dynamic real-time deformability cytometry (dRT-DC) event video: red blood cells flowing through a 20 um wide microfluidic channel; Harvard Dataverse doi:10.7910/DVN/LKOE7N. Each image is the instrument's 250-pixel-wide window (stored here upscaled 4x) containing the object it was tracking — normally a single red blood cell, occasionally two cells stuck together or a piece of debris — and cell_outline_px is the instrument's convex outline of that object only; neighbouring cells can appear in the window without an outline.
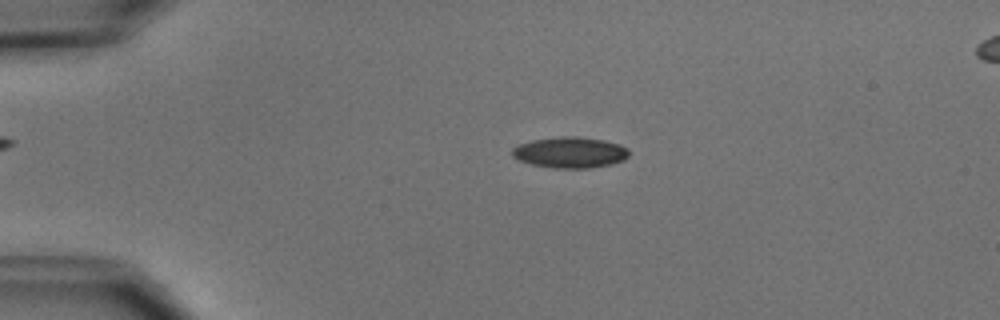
{"species": "common noctule bat (a hibernating species)", "species_latin": "Nyctalus noctula", "temperature_condition": "cold", "stored_images_in_passage": 4, "camera_frame_rate_fps": 3000, "um_per_image_px": 0.085, "animal": {"sex": "male", "body_mass_g": 15.6}, "frame": {"image": 1, "passage_image": 2, "time_ms": 2.0, "image_size_px": [1000, 320], "cell_outline_px": [[628, 156], [624, 160], [612, 164], [588, 168], [552, 168], [532, 164], [520, 160], [512, 156], [512, 148], [520, 144], [532, 140], [560, 136], [576, 136], [604, 140], [620, 144], [628, 148]], "centroid_in_image_um": [48.47, 12.95], "position_along_channel_um": 36.5, "area_um2": 21.1}}